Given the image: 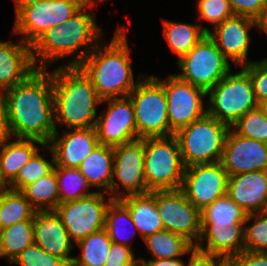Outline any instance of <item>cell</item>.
<instances>
[{"label": "cell", "instance_id": "d6986e66", "mask_svg": "<svg viewBox=\"0 0 267 266\" xmlns=\"http://www.w3.org/2000/svg\"><path fill=\"white\" fill-rule=\"evenodd\" d=\"M56 132L44 147L54 156L55 166L78 168L99 145L95 128H78L66 131L62 137Z\"/></svg>", "mask_w": 267, "mask_h": 266}, {"label": "cell", "instance_id": "4fadbf2b", "mask_svg": "<svg viewBox=\"0 0 267 266\" xmlns=\"http://www.w3.org/2000/svg\"><path fill=\"white\" fill-rule=\"evenodd\" d=\"M159 81L163 84L167 98L170 135L207 113L202 101V97L207 96L205 90L181 80L175 74Z\"/></svg>", "mask_w": 267, "mask_h": 266}, {"label": "cell", "instance_id": "5bb4252c", "mask_svg": "<svg viewBox=\"0 0 267 266\" xmlns=\"http://www.w3.org/2000/svg\"><path fill=\"white\" fill-rule=\"evenodd\" d=\"M229 175L221 162L185 167L180 189L199 211L226 195Z\"/></svg>", "mask_w": 267, "mask_h": 266}, {"label": "cell", "instance_id": "8d00e7d4", "mask_svg": "<svg viewBox=\"0 0 267 266\" xmlns=\"http://www.w3.org/2000/svg\"><path fill=\"white\" fill-rule=\"evenodd\" d=\"M123 220L130 223L136 231L134 221L132 220L128 208L119 199H113L106 210L105 229L113 243L130 247L127 244V241L129 240H127V238H122L123 236L120 235V227L121 230H126L124 229L125 227L123 228V226H120V222H123Z\"/></svg>", "mask_w": 267, "mask_h": 266}, {"label": "cell", "instance_id": "1f68e13d", "mask_svg": "<svg viewBox=\"0 0 267 266\" xmlns=\"http://www.w3.org/2000/svg\"><path fill=\"white\" fill-rule=\"evenodd\" d=\"M82 250L81 258L74 257L71 266H104L112 241L105 228L91 233L76 243Z\"/></svg>", "mask_w": 267, "mask_h": 266}, {"label": "cell", "instance_id": "52a82bcc", "mask_svg": "<svg viewBox=\"0 0 267 266\" xmlns=\"http://www.w3.org/2000/svg\"><path fill=\"white\" fill-rule=\"evenodd\" d=\"M87 0H16L14 33L30 46L48 29L70 19Z\"/></svg>", "mask_w": 267, "mask_h": 266}, {"label": "cell", "instance_id": "484cf974", "mask_svg": "<svg viewBox=\"0 0 267 266\" xmlns=\"http://www.w3.org/2000/svg\"><path fill=\"white\" fill-rule=\"evenodd\" d=\"M35 142L41 146L45 145L40 140L26 138H18V140L12 142L7 140L3 143L1 154V187H8L16 178L19 170L39 150Z\"/></svg>", "mask_w": 267, "mask_h": 266}, {"label": "cell", "instance_id": "f5cc1de1", "mask_svg": "<svg viewBox=\"0 0 267 266\" xmlns=\"http://www.w3.org/2000/svg\"><path fill=\"white\" fill-rule=\"evenodd\" d=\"M2 230V222H1V216H0V231Z\"/></svg>", "mask_w": 267, "mask_h": 266}, {"label": "cell", "instance_id": "d590c367", "mask_svg": "<svg viewBox=\"0 0 267 266\" xmlns=\"http://www.w3.org/2000/svg\"><path fill=\"white\" fill-rule=\"evenodd\" d=\"M245 138H250L267 144V118L257 108L248 111L240 117L231 128Z\"/></svg>", "mask_w": 267, "mask_h": 266}, {"label": "cell", "instance_id": "9c48e42d", "mask_svg": "<svg viewBox=\"0 0 267 266\" xmlns=\"http://www.w3.org/2000/svg\"><path fill=\"white\" fill-rule=\"evenodd\" d=\"M135 111L137 138L170 136L167 98L159 78L146 76L128 95Z\"/></svg>", "mask_w": 267, "mask_h": 266}, {"label": "cell", "instance_id": "6da1fadb", "mask_svg": "<svg viewBox=\"0 0 267 266\" xmlns=\"http://www.w3.org/2000/svg\"><path fill=\"white\" fill-rule=\"evenodd\" d=\"M11 136L47 144L56 132L51 72L37 69L25 81L1 93Z\"/></svg>", "mask_w": 267, "mask_h": 266}, {"label": "cell", "instance_id": "8fae6325", "mask_svg": "<svg viewBox=\"0 0 267 266\" xmlns=\"http://www.w3.org/2000/svg\"><path fill=\"white\" fill-rule=\"evenodd\" d=\"M104 196L103 192H95L85 198L61 203L54 209L71 241L77 243L105 228L106 210L113 198L109 196L106 201Z\"/></svg>", "mask_w": 267, "mask_h": 266}, {"label": "cell", "instance_id": "d6a6232c", "mask_svg": "<svg viewBox=\"0 0 267 266\" xmlns=\"http://www.w3.org/2000/svg\"><path fill=\"white\" fill-rule=\"evenodd\" d=\"M155 259H175L190 253L194 247L184 237L168 230H161L143 239Z\"/></svg>", "mask_w": 267, "mask_h": 266}, {"label": "cell", "instance_id": "7dc6e473", "mask_svg": "<svg viewBox=\"0 0 267 266\" xmlns=\"http://www.w3.org/2000/svg\"><path fill=\"white\" fill-rule=\"evenodd\" d=\"M11 138V133L8 127L6 109L2 99L0 98V143H4Z\"/></svg>", "mask_w": 267, "mask_h": 266}, {"label": "cell", "instance_id": "e0dca14e", "mask_svg": "<svg viewBox=\"0 0 267 266\" xmlns=\"http://www.w3.org/2000/svg\"><path fill=\"white\" fill-rule=\"evenodd\" d=\"M220 162L229 176L267 170V144L242 137L230 127Z\"/></svg>", "mask_w": 267, "mask_h": 266}, {"label": "cell", "instance_id": "603a6c76", "mask_svg": "<svg viewBox=\"0 0 267 266\" xmlns=\"http://www.w3.org/2000/svg\"><path fill=\"white\" fill-rule=\"evenodd\" d=\"M244 226L245 223H238L228 228H201V236L195 242V247L229 261L244 251Z\"/></svg>", "mask_w": 267, "mask_h": 266}, {"label": "cell", "instance_id": "44dd1931", "mask_svg": "<svg viewBox=\"0 0 267 266\" xmlns=\"http://www.w3.org/2000/svg\"><path fill=\"white\" fill-rule=\"evenodd\" d=\"M37 68L34 65L31 46L0 41V91L25 81Z\"/></svg>", "mask_w": 267, "mask_h": 266}, {"label": "cell", "instance_id": "7a4b0ae2", "mask_svg": "<svg viewBox=\"0 0 267 266\" xmlns=\"http://www.w3.org/2000/svg\"><path fill=\"white\" fill-rule=\"evenodd\" d=\"M52 75L55 125L94 128L96 105L102 103L91 79L79 66L55 68Z\"/></svg>", "mask_w": 267, "mask_h": 266}, {"label": "cell", "instance_id": "30bf717a", "mask_svg": "<svg viewBox=\"0 0 267 266\" xmlns=\"http://www.w3.org/2000/svg\"><path fill=\"white\" fill-rule=\"evenodd\" d=\"M177 64L182 70L177 75L181 80L206 92L231 71L229 61L208 34L178 60Z\"/></svg>", "mask_w": 267, "mask_h": 266}, {"label": "cell", "instance_id": "4dcf8cb0", "mask_svg": "<svg viewBox=\"0 0 267 266\" xmlns=\"http://www.w3.org/2000/svg\"><path fill=\"white\" fill-rule=\"evenodd\" d=\"M34 243L33 217L20 221L0 231L1 257L11 262L29 245Z\"/></svg>", "mask_w": 267, "mask_h": 266}, {"label": "cell", "instance_id": "7402d4cb", "mask_svg": "<svg viewBox=\"0 0 267 266\" xmlns=\"http://www.w3.org/2000/svg\"><path fill=\"white\" fill-rule=\"evenodd\" d=\"M226 195L247 214L258 213L267 196V170L229 176Z\"/></svg>", "mask_w": 267, "mask_h": 266}, {"label": "cell", "instance_id": "e575fe53", "mask_svg": "<svg viewBox=\"0 0 267 266\" xmlns=\"http://www.w3.org/2000/svg\"><path fill=\"white\" fill-rule=\"evenodd\" d=\"M51 162L45 160L44 157L39 154L38 150L19 170L16 178L9 184V189L22 191L27 185L49 174L54 169L55 165L53 153Z\"/></svg>", "mask_w": 267, "mask_h": 266}, {"label": "cell", "instance_id": "7bdbcfd3", "mask_svg": "<svg viewBox=\"0 0 267 266\" xmlns=\"http://www.w3.org/2000/svg\"><path fill=\"white\" fill-rule=\"evenodd\" d=\"M138 264L139 259H135L130 247L112 242L104 266H138Z\"/></svg>", "mask_w": 267, "mask_h": 266}, {"label": "cell", "instance_id": "ba28073f", "mask_svg": "<svg viewBox=\"0 0 267 266\" xmlns=\"http://www.w3.org/2000/svg\"><path fill=\"white\" fill-rule=\"evenodd\" d=\"M241 68L236 74L229 72L207 92L210 95L207 113L229 127L258 106L250 75Z\"/></svg>", "mask_w": 267, "mask_h": 266}, {"label": "cell", "instance_id": "f907efd6", "mask_svg": "<svg viewBox=\"0 0 267 266\" xmlns=\"http://www.w3.org/2000/svg\"><path fill=\"white\" fill-rule=\"evenodd\" d=\"M259 213L267 216V196L264 200V203H263L262 208L260 209Z\"/></svg>", "mask_w": 267, "mask_h": 266}, {"label": "cell", "instance_id": "83f0119b", "mask_svg": "<svg viewBox=\"0 0 267 266\" xmlns=\"http://www.w3.org/2000/svg\"><path fill=\"white\" fill-rule=\"evenodd\" d=\"M164 37L178 60L186 55L210 30L200 25L163 20Z\"/></svg>", "mask_w": 267, "mask_h": 266}, {"label": "cell", "instance_id": "9a60e30c", "mask_svg": "<svg viewBox=\"0 0 267 266\" xmlns=\"http://www.w3.org/2000/svg\"><path fill=\"white\" fill-rule=\"evenodd\" d=\"M108 108L97 117L95 131L99 144L119 146L138 140L135 111L129 96L108 98Z\"/></svg>", "mask_w": 267, "mask_h": 266}, {"label": "cell", "instance_id": "681fc988", "mask_svg": "<svg viewBox=\"0 0 267 266\" xmlns=\"http://www.w3.org/2000/svg\"><path fill=\"white\" fill-rule=\"evenodd\" d=\"M258 109L267 118V100L258 103Z\"/></svg>", "mask_w": 267, "mask_h": 266}, {"label": "cell", "instance_id": "7c38bea8", "mask_svg": "<svg viewBox=\"0 0 267 266\" xmlns=\"http://www.w3.org/2000/svg\"><path fill=\"white\" fill-rule=\"evenodd\" d=\"M155 202L164 230L184 237L195 246L193 239L198 242L201 236L200 211L190 203L182 190H156Z\"/></svg>", "mask_w": 267, "mask_h": 266}, {"label": "cell", "instance_id": "ffe728a7", "mask_svg": "<svg viewBox=\"0 0 267 266\" xmlns=\"http://www.w3.org/2000/svg\"><path fill=\"white\" fill-rule=\"evenodd\" d=\"M34 243L47 253L60 257L71 266L73 243L54 210L36 211L33 216Z\"/></svg>", "mask_w": 267, "mask_h": 266}, {"label": "cell", "instance_id": "cb8c5ba5", "mask_svg": "<svg viewBox=\"0 0 267 266\" xmlns=\"http://www.w3.org/2000/svg\"><path fill=\"white\" fill-rule=\"evenodd\" d=\"M119 200L128 208L135 227L143 239L164 230L155 202V191L128 195Z\"/></svg>", "mask_w": 267, "mask_h": 266}, {"label": "cell", "instance_id": "74e56055", "mask_svg": "<svg viewBox=\"0 0 267 266\" xmlns=\"http://www.w3.org/2000/svg\"><path fill=\"white\" fill-rule=\"evenodd\" d=\"M255 218V223L244 227V250L267 252V216L259 212L247 215L246 222Z\"/></svg>", "mask_w": 267, "mask_h": 266}, {"label": "cell", "instance_id": "b9f144b4", "mask_svg": "<svg viewBox=\"0 0 267 266\" xmlns=\"http://www.w3.org/2000/svg\"><path fill=\"white\" fill-rule=\"evenodd\" d=\"M235 15L246 16L260 23L267 9V0H228Z\"/></svg>", "mask_w": 267, "mask_h": 266}, {"label": "cell", "instance_id": "4316f807", "mask_svg": "<svg viewBox=\"0 0 267 266\" xmlns=\"http://www.w3.org/2000/svg\"><path fill=\"white\" fill-rule=\"evenodd\" d=\"M247 215L231 198L224 195L200 211L201 228H228L246 223Z\"/></svg>", "mask_w": 267, "mask_h": 266}, {"label": "cell", "instance_id": "f35d334b", "mask_svg": "<svg viewBox=\"0 0 267 266\" xmlns=\"http://www.w3.org/2000/svg\"><path fill=\"white\" fill-rule=\"evenodd\" d=\"M12 262L21 266H69L63 259L47 253L36 243L27 246Z\"/></svg>", "mask_w": 267, "mask_h": 266}, {"label": "cell", "instance_id": "8992f818", "mask_svg": "<svg viewBox=\"0 0 267 266\" xmlns=\"http://www.w3.org/2000/svg\"><path fill=\"white\" fill-rule=\"evenodd\" d=\"M229 128L227 124L206 113L178 130L174 135L185 167L220 162Z\"/></svg>", "mask_w": 267, "mask_h": 266}, {"label": "cell", "instance_id": "3957f363", "mask_svg": "<svg viewBox=\"0 0 267 266\" xmlns=\"http://www.w3.org/2000/svg\"><path fill=\"white\" fill-rule=\"evenodd\" d=\"M94 3V1H87L70 19L59 26L48 29L31 45L32 59L37 69H46L47 65L54 60L71 55L83 45H87V52L83 50L77 58L65 65L79 66L97 46L93 42L100 37L102 32L96 25L95 16L86 12L88 6L93 7ZM34 51L43 63L41 66H36L37 57L33 53Z\"/></svg>", "mask_w": 267, "mask_h": 266}, {"label": "cell", "instance_id": "ee69618b", "mask_svg": "<svg viewBox=\"0 0 267 266\" xmlns=\"http://www.w3.org/2000/svg\"><path fill=\"white\" fill-rule=\"evenodd\" d=\"M228 264L230 266H267V252L242 251L233 256Z\"/></svg>", "mask_w": 267, "mask_h": 266}, {"label": "cell", "instance_id": "c3c4849f", "mask_svg": "<svg viewBox=\"0 0 267 266\" xmlns=\"http://www.w3.org/2000/svg\"><path fill=\"white\" fill-rule=\"evenodd\" d=\"M260 30L264 31L267 34V9L266 12L264 14V17L262 18V20L260 21Z\"/></svg>", "mask_w": 267, "mask_h": 266}, {"label": "cell", "instance_id": "ac0fdd59", "mask_svg": "<svg viewBox=\"0 0 267 266\" xmlns=\"http://www.w3.org/2000/svg\"><path fill=\"white\" fill-rule=\"evenodd\" d=\"M252 26L260 28L259 22L252 18L233 15L213 27V32L209 31L207 34L214 40L226 59L230 58L235 65L243 67L252 62L247 59L251 39L248 30Z\"/></svg>", "mask_w": 267, "mask_h": 266}, {"label": "cell", "instance_id": "bcb514c9", "mask_svg": "<svg viewBox=\"0 0 267 266\" xmlns=\"http://www.w3.org/2000/svg\"><path fill=\"white\" fill-rule=\"evenodd\" d=\"M138 266H185L184 262L180 258L175 259H150L144 260L139 258Z\"/></svg>", "mask_w": 267, "mask_h": 266}, {"label": "cell", "instance_id": "2e32d148", "mask_svg": "<svg viewBox=\"0 0 267 266\" xmlns=\"http://www.w3.org/2000/svg\"><path fill=\"white\" fill-rule=\"evenodd\" d=\"M114 164L112 180V198L121 199L125 196L148 193L145 179L144 144L138 139L136 141L113 147ZM120 181L124 190L119 192ZM118 196H117V194ZM122 193V194H121Z\"/></svg>", "mask_w": 267, "mask_h": 266}, {"label": "cell", "instance_id": "ab89813d", "mask_svg": "<svg viewBox=\"0 0 267 266\" xmlns=\"http://www.w3.org/2000/svg\"><path fill=\"white\" fill-rule=\"evenodd\" d=\"M197 8L198 21L207 20L214 27L235 15L228 0H199Z\"/></svg>", "mask_w": 267, "mask_h": 266}, {"label": "cell", "instance_id": "816d5d0a", "mask_svg": "<svg viewBox=\"0 0 267 266\" xmlns=\"http://www.w3.org/2000/svg\"><path fill=\"white\" fill-rule=\"evenodd\" d=\"M2 146H3V143H0V187H1V154H2Z\"/></svg>", "mask_w": 267, "mask_h": 266}, {"label": "cell", "instance_id": "836d02e7", "mask_svg": "<svg viewBox=\"0 0 267 266\" xmlns=\"http://www.w3.org/2000/svg\"><path fill=\"white\" fill-rule=\"evenodd\" d=\"M54 169L57 176L59 204L85 198L95 193L94 191L87 192L90 184L78 168L54 166Z\"/></svg>", "mask_w": 267, "mask_h": 266}, {"label": "cell", "instance_id": "f6af8a7d", "mask_svg": "<svg viewBox=\"0 0 267 266\" xmlns=\"http://www.w3.org/2000/svg\"><path fill=\"white\" fill-rule=\"evenodd\" d=\"M191 257L188 265L185 266H225L228 261L221 256L206 253L197 249L195 246L191 249Z\"/></svg>", "mask_w": 267, "mask_h": 266}, {"label": "cell", "instance_id": "d4e9b609", "mask_svg": "<svg viewBox=\"0 0 267 266\" xmlns=\"http://www.w3.org/2000/svg\"><path fill=\"white\" fill-rule=\"evenodd\" d=\"M113 164V147L99 144L78 169L90 186L103 187L112 197Z\"/></svg>", "mask_w": 267, "mask_h": 266}, {"label": "cell", "instance_id": "60d3db41", "mask_svg": "<svg viewBox=\"0 0 267 266\" xmlns=\"http://www.w3.org/2000/svg\"><path fill=\"white\" fill-rule=\"evenodd\" d=\"M243 68L249 73L257 102L267 100V58L251 62Z\"/></svg>", "mask_w": 267, "mask_h": 266}, {"label": "cell", "instance_id": "f546056e", "mask_svg": "<svg viewBox=\"0 0 267 266\" xmlns=\"http://www.w3.org/2000/svg\"><path fill=\"white\" fill-rule=\"evenodd\" d=\"M36 210L21 191L0 187V216L2 229L17 222L30 220Z\"/></svg>", "mask_w": 267, "mask_h": 266}, {"label": "cell", "instance_id": "277c9868", "mask_svg": "<svg viewBox=\"0 0 267 266\" xmlns=\"http://www.w3.org/2000/svg\"><path fill=\"white\" fill-rule=\"evenodd\" d=\"M102 48V43L96 46L79 67L102 100L128 96L138 81L133 78L125 28L118 27L110 44Z\"/></svg>", "mask_w": 267, "mask_h": 266}, {"label": "cell", "instance_id": "f1b7e54d", "mask_svg": "<svg viewBox=\"0 0 267 266\" xmlns=\"http://www.w3.org/2000/svg\"><path fill=\"white\" fill-rule=\"evenodd\" d=\"M36 211L54 210L59 205V192L55 169L22 191Z\"/></svg>", "mask_w": 267, "mask_h": 266}, {"label": "cell", "instance_id": "5b68a950", "mask_svg": "<svg viewBox=\"0 0 267 266\" xmlns=\"http://www.w3.org/2000/svg\"><path fill=\"white\" fill-rule=\"evenodd\" d=\"M145 179L148 192L179 189L185 165L175 135L145 137Z\"/></svg>", "mask_w": 267, "mask_h": 266}]
</instances>
